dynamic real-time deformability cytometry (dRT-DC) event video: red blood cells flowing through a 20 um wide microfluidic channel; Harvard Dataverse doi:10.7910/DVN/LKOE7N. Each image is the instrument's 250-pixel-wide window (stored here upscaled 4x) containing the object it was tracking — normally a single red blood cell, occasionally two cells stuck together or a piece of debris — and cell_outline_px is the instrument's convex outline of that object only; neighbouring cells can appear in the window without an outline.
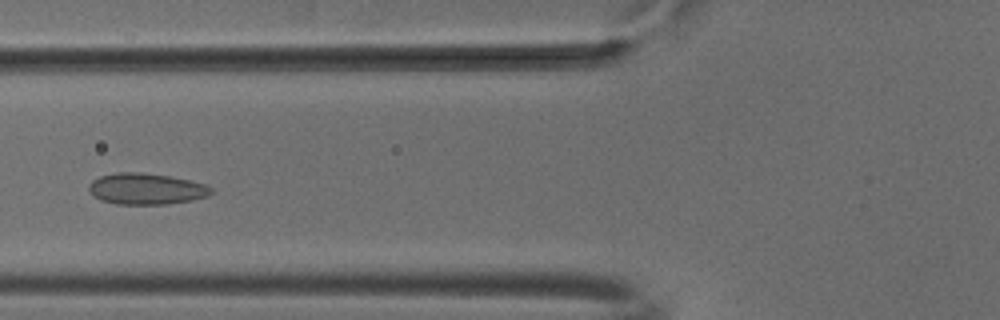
{"species": "common noctule bat (a hibernating species)", "species_latin": "Nyctalus noctula", "temperature_condition": "cold", "stored_images_in_passage": 6, "camera_frame_rate_fps": 3000, "um_per_image_px": 0.085, "animal": {"sex": "male", "body_mass_g": 18.8}, "frame": {"image": 1, "passage_image": 6, "time_ms": 1.667, "image_size_px": [1000, 320], "cell_outline_px": [[212, 192], [208, 196], [192, 200], [168, 204], [116, 204], [100, 200], [88, 192], [88, 184], [92, 180], [100, 176], [116, 172], [140, 172], [168, 176], [188, 180], [204, 184], [212, 188]], "centroid_in_image_um": [12.38, 16.05], "position_along_channel_um": 113.4, "area_um2": 22.31}}